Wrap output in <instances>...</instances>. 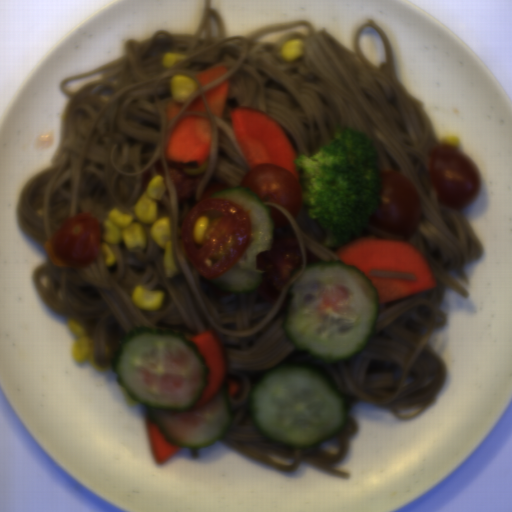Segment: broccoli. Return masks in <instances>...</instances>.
Listing matches in <instances>:
<instances>
[{"label": "broccoli", "instance_id": "obj_1", "mask_svg": "<svg viewBox=\"0 0 512 512\" xmlns=\"http://www.w3.org/2000/svg\"><path fill=\"white\" fill-rule=\"evenodd\" d=\"M293 165L302 206L322 226L326 246L340 250L374 233L370 216L380 203L382 164L372 138L338 127L326 145Z\"/></svg>", "mask_w": 512, "mask_h": 512}]
</instances>
